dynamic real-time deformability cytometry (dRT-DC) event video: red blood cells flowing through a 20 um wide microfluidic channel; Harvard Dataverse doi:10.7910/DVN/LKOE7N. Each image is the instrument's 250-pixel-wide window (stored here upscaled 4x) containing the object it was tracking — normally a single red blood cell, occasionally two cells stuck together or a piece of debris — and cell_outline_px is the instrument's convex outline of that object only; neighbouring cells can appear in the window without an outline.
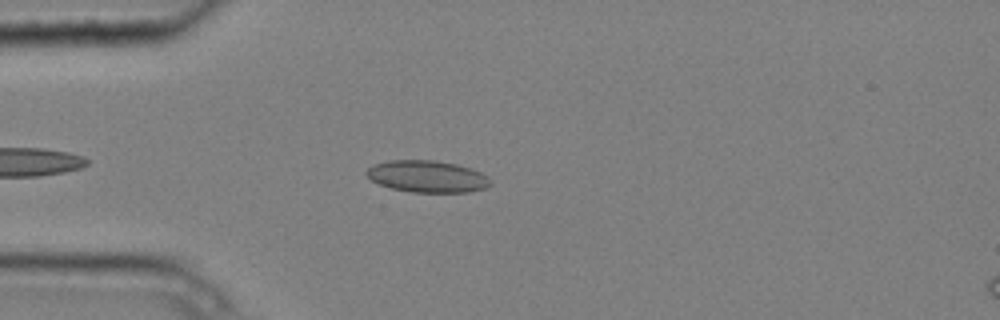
{"species": "common noctule bat (a hibernating species)", "species_latin": "Nyctalus noctula", "temperature_condition": "cold", "stored_images_in_passage": 2, "camera_frame_rate_fps": 3000, "um_per_image_px": 0.085, "animal": {"sex": "male", "body_mass_g": 20.4}, "frame": {"image": 1, "passage_image": 2, "time_ms": 0.333, "image_size_px": [1000, 320], "cell_outline_px": [[492, 184], [484, 188], [468, 192], [412, 192], [392, 188], [380, 184], [372, 180], [364, 172], [368, 168], [376, 164], [388, 160], [432, 160], [456, 164], [472, 168], [488, 176], [492, 180]], "centroid_in_image_um": [36.35, 14.99], "position_along_channel_um": 48.7, "area_um2": 22.95}}